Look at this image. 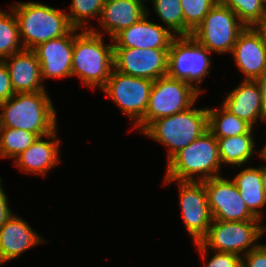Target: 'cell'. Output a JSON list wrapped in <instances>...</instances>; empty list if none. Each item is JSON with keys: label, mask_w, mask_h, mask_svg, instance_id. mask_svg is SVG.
I'll list each match as a JSON object with an SVG mask.
<instances>
[{"label": "cell", "mask_w": 266, "mask_h": 267, "mask_svg": "<svg viewBox=\"0 0 266 267\" xmlns=\"http://www.w3.org/2000/svg\"><path fill=\"white\" fill-rule=\"evenodd\" d=\"M242 256V267H266L265 244H259L256 248Z\"/></svg>", "instance_id": "1f68e13d"}, {"label": "cell", "mask_w": 266, "mask_h": 267, "mask_svg": "<svg viewBox=\"0 0 266 267\" xmlns=\"http://www.w3.org/2000/svg\"><path fill=\"white\" fill-rule=\"evenodd\" d=\"M20 43L18 23L13 9L10 12L0 10V60L23 50Z\"/></svg>", "instance_id": "484cf974"}, {"label": "cell", "mask_w": 266, "mask_h": 267, "mask_svg": "<svg viewBox=\"0 0 266 267\" xmlns=\"http://www.w3.org/2000/svg\"><path fill=\"white\" fill-rule=\"evenodd\" d=\"M146 0H105L99 20L113 39L123 29L135 24L147 14Z\"/></svg>", "instance_id": "44dd1931"}, {"label": "cell", "mask_w": 266, "mask_h": 267, "mask_svg": "<svg viewBox=\"0 0 266 267\" xmlns=\"http://www.w3.org/2000/svg\"><path fill=\"white\" fill-rule=\"evenodd\" d=\"M209 53L211 52L192 36L175 37L168 51L167 75L189 83L201 93L198 85L210 74L212 61Z\"/></svg>", "instance_id": "ba28073f"}, {"label": "cell", "mask_w": 266, "mask_h": 267, "mask_svg": "<svg viewBox=\"0 0 266 267\" xmlns=\"http://www.w3.org/2000/svg\"><path fill=\"white\" fill-rule=\"evenodd\" d=\"M56 134L57 130L55 129L46 136L38 137L24 152L15 158L14 165L29 174L46 175L60 161V140H58ZM43 137H48L49 140H43Z\"/></svg>", "instance_id": "d6986e66"}, {"label": "cell", "mask_w": 266, "mask_h": 267, "mask_svg": "<svg viewBox=\"0 0 266 267\" xmlns=\"http://www.w3.org/2000/svg\"><path fill=\"white\" fill-rule=\"evenodd\" d=\"M219 0H180L184 15V36H191L192 32L201 24Z\"/></svg>", "instance_id": "f1b7e54d"}, {"label": "cell", "mask_w": 266, "mask_h": 267, "mask_svg": "<svg viewBox=\"0 0 266 267\" xmlns=\"http://www.w3.org/2000/svg\"><path fill=\"white\" fill-rule=\"evenodd\" d=\"M168 51L114 48V69L126 75L155 81L168 73Z\"/></svg>", "instance_id": "4fadbf2b"}, {"label": "cell", "mask_w": 266, "mask_h": 267, "mask_svg": "<svg viewBox=\"0 0 266 267\" xmlns=\"http://www.w3.org/2000/svg\"><path fill=\"white\" fill-rule=\"evenodd\" d=\"M261 183L266 194V167L261 166Z\"/></svg>", "instance_id": "8d00e7d4"}, {"label": "cell", "mask_w": 266, "mask_h": 267, "mask_svg": "<svg viewBox=\"0 0 266 267\" xmlns=\"http://www.w3.org/2000/svg\"><path fill=\"white\" fill-rule=\"evenodd\" d=\"M202 182L205 184L212 219L221 221L258 219L249 211L233 180L220 175Z\"/></svg>", "instance_id": "8fae6325"}, {"label": "cell", "mask_w": 266, "mask_h": 267, "mask_svg": "<svg viewBox=\"0 0 266 267\" xmlns=\"http://www.w3.org/2000/svg\"><path fill=\"white\" fill-rule=\"evenodd\" d=\"M72 28L66 35L38 44L35 52L41 67V77L64 78L72 76L74 39L79 34Z\"/></svg>", "instance_id": "5bb4252c"}, {"label": "cell", "mask_w": 266, "mask_h": 267, "mask_svg": "<svg viewBox=\"0 0 266 267\" xmlns=\"http://www.w3.org/2000/svg\"><path fill=\"white\" fill-rule=\"evenodd\" d=\"M15 94L8 69L3 60H0V103L7 101Z\"/></svg>", "instance_id": "d6a6232c"}, {"label": "cell", "mask_w": 266, "mask_h": 267, "mask_svg": "<svg viewBox=\"0 0 266 267\" xmlns=\"http://www.w3.org/2000/svg\"><path fill=\"white\" fill-rule=\"evenodd\" d=\"M260 219L248 221H221L212 219L207 235L195 243L202 258H206L207 250L230 252L242 256L256 248V241L266 232Z\"/></svg>", "instance_id": "8992f818"}, {"label": "cell", "mask_w": 266, "mask_h": 267, "mask_svg": "<svg viewBox=\"0 0 266 267\" xmlns=\"http://www.w3.org/2000/svg\"><path fill=\"white\" fill-rule=\"evenodd\" d=\"M148 13L135 24L123 29L113 39L114 48L169 49L176 37L161 25L151 22Z\"/></svg>", "instance_id": "2e32d148"}, {"label": "cell", "mask_w": 266, "mask_h": 267, "mask_svg": "<svg viewBox=\"0 0 266 267\" xmlns=\"http://www.w3.org/2000/svg\"><path fill=\"white\" fill-rule=\"evenodd\" d=\"M201 95L194 86L168 75L153 82L143 120L136 126L142 132L151 122L194 106Z\"/></svg>", "instance_id": "52a82bcc"}, {"label": "cell", "mask_w": 266, "mask_h": 267, "mask_svg": "<svg viewBox=\"0 0 266 267\" xmlns=\"http://www.w3.org/2000/svg\"><path fill=\"white\" fill-rule=\"evenodd\" d=\"M208 130L216 138L231 137L248 133L253 127L245 120L229 112L223 105L221 108H207Z\"/></svg>", "instance_id": "cb8c5ba5"}, {"label": "cell", "mask_w": 266, "mask_h": 267, "mask_svg": "<svg viewBox=\"0 0 266 267\" xmlns=\"http://www.w3.org/2000/svg\"><path fill=\"white\" fill-rule=\"evenodd\" d=\"M260 89L262 97V108L264 113V122H266V70L255 80Z\"/></svg>", "instance_id": "e575fe53"}, {"label": "cell", "mask_w": 266, "mask_h": 267, "mask_svg": "<svg viewBox=\"0 0 266 267\" xmlns=\"http://www.w3.org/2000/svg\"><path fill=\"white\" fill-rule=\"evenodd\" d=\"M3 61L8 69L15 93L46 91L42 83L40 63L33 50L23 49Z\"/></svg>", "instance_id": "e0dca14e"}, {"label": "cell", "mask_w": 266, "mask_h": 267, "mask_svg": "<svg viewBox=\"0 0 266 267\" xmlns=\"http://www.w3.org/2000/svg\"><path fill=\"white\" fill-rule=\"evenodd\" d=\"M229 7L246 27H256L266 15V6L261 0H219Z\"/></svg>", "instance_id": "83f0119b"}, {"label": "cell", "mask_w": 266, "mask_h": 267, "mask_svg": "<svg viewBox=\"0 0 266 267\" xmlns=\"http://www.w3.org/2000/svg\"><path fill=\"white\" fill-rule=\"evenodd\" d=\"M104 3L105 0H71L70 13L67 14L70 25L80 29L86 27L88 18L96 16L100 19Z\"/></svg>", "instance_id": "f546056e"}, {"label": "cell", "mask_w": 266, "mask_h": 267, "mask_svg": "<svg viewBox=\"0 0 266 267\" xmlns=\"http://www.w3.org/2000/svg\"><path fill=\"white\" fill-rule=\"evenodd\" d=\"M208 130L207 108H192L151 122L141 133L168 148L167 162Z\"/></svg>", "instance_id": "5b68a950"}, {"label": "cell", "mask_w": 266, "mask_h": 267, "mask_svg": "<svg viewBox=\"0 0 266 267\" xmlns=\"http://www.w3.org/2000/svg\"><path fill=\"white\" fill-rule=\"evenodd\" d=\"M253 136L252 128L248 133L242 135L216 138L221 163L240 167L241 164L243 165L252 158L256 147Z\"/></svg>", "instance_id": "603a6c76"}, {"label": "cell", "mask_w": 266, "mask_h": 267, "mask_svg": "<svg viewBox=\"0 0 266 267\" xmlns=\"http://www.w3.org/2000/svg\"><path fill=\"white\" fill-rule=\"evenodd\" d=\"M39 136L33 132L0 128V157L16 158L24 152Z\"/></svg>", "instance_id": "d4e9b609"}, {"label": "cell", "mask_w": 266, "mask_h": 267, "mask_svg": "<svg viewBox=\"0 0 266 267\" xmlns=\"http://www.w3.org/2000/svg\"><path fill=\"white\" fill-rule=\"evenodd\" d=\"M178 186L182 221L192 236L193 243L200 242L207 235L212 222L205 184L198 181H178Z\"/></svg>", "instance_id": "7c38bea8"}, {"label": "cell", "mask_w": 266, "mask_h": 267, "mask_svg": "<svg viewBox=\"0 0 266 267\" xmlns=\"http://www.w3.org/2000/svg\"><path fill=\"white\" fill-rule=\"evenodd\" d=\"M259 156H261L262 160H266V144L264 145V147L260 151Z\"/></svg>", "instance_id": "74e56055"}, {"label": "cell", "mask_w": 266, "mask_h": 267, "mask_svg": "<svg viewBox=\"0 0 266 267\" xmlns=\"http://www.w3.org/2000/svg\"><path fill=\"white\" fill-rule=\"evenodd\" d=\"M213 255L209 261H207L205 267H242V256L230 252H218L213 251Z\"/></svg>", "instance_id": "4dcf8cb0"}, {"label": "cell", "mask_w": 266, "mask_h": 267, "mask_svg": "<svg viewBox=\"0 0 266 267\" xmlns=\"http://www.w3.org/2000/svg\"><path fill=\"white\" fill-rule=\"evenodd\" d=\"M46 91L15 93L0 103V128H15L46 136L57 129V115Z\"/></svg>", "instance_id": "6da1fadb"}, {"label": "cell", "mask_w": 266, "mask_h": 267, "mask_svg": "<svg viewBox=\"0 0 266 267\" xmlns=\"http://www.w3.org/2000/svg\"><path fill=\"white\" fill-rule=\"evenodd\" d=\"M2 178H0V228L8 221V219L13 215L11 209L8 205V199L5 191L2 187Z\"/></svg>", "instance_id": "836d02e7"}, {"label": "cell", "mask_w": 266, "mask_h": 267, "mask_svg": "<svg viewBox=\"0 0 266 267\" xmlns=\"http://www.w3.org/2000/svg\"><path fill=\"white\" fill-rule=\"evenodd\" d=\"M222 105L232 114L245 120L252 127L257 120L264 121L262 97L255 80H242L232 92L227 94Z\"/></svg>", "instance_id": "ffe728a7"}, {"label": "cell", "mask_w": 266, "mask_h": 267, "mask_svg": "<svg viewBox=\"0 0 266 267\" xmlns=\"http://www.w3.org/2000/svg\"><path fill=\"white\" fill-rule=\"evenodd\" d=\"M18 23L24 49L66 35L73 27L67 14L59 9L36 2H16L11 5Z\"/></svg>", "instance_id": "277c9868"}, {"label": "cell", "mask_w": 266, "mask_h": 267, "mask_svg": "<svg viewBox=\"0 0 266 267\" xmlns=\"http://www.w3.org/2000/svg\"><path fill=\"white\" fill-rule=\"evenodd\" d=\"M221 167L218 141L207 130L167 162L165 184L173 181L202 182L220 176Z\"/></svg>", "instance_id": "3957f363"}, {"label": "cell", "mask_w": 266, "mask_h": 267, "mask_svg": "<svg viewBox=\"0 0 266 267\" xmlns=\"http://www.w3.org/2000/svg\"><path fill=\"white\" fill-rule=\"evenodd\" d=\"M97 28L84 29L75 37L72 55V76L91 88H103L114 68V47L104 44Z\"/></svg>", "instance_id": "7a4b0ae2"}, {"label": "cell", "mask_w": 266, "mask_h": 267, "mask_svg": "<svg viewBox=\"0 0 266 267\" xmlns=\"http://www.w3.org/2000/svg\"><path fill=\"white\" fill-rule=\"evenodd\" d=\"M153 82L123 74L113 68L101 90L133 121L136 128L145 116Z\"/></svg>", "instance_id": "30bf717a"}, {"label": "cell", "mask_w": 266, "mask_h": 267, "mask_svg": "<svg viewBox=\"0 0 266 267\" xmlns=\"http://www.w3.org/2000/svg\"><path fill=\"white\" fill-rule=\"evenodd\" d=\"M246 28L238 16L219 1L191 36L210 52L231 53L238 35Z\"/></svg>", "instance_id": "9c48e42d"}, {"label": "cell", "mask_w": 266, "mask_h": 267, "mask_svg": "<svg viewBox=\"0 0 266 267\" xmlns=\"http://www.w3.org/2000/svg\"><path fill=\"white\" fill-rule=\"evenodd\" d=\"M233 178L241 197L249 211L258 219H262L261 210L266 205V194L261 183V167L243 168Z\"/></svg>", "instance_id": "7402d4cb"}, {"label": "cell", "mask_w": 266, "mask_h": 267, "mask_svg": "<svg viewBox=\"0 0 266 267\" xmlns=\"http://www.w3.org/2000/svg\"><path fill=\"white\" fill-rule=\"evenodd\" d=\"M261 1L266 6V0H261Z\"/></svg>", "instance_id": "f35d334b"}, {"label": "cell", "mask_w": 266, "mask_h": 267, "mask_svg": "<svg viewBox=\"0 0 266 267\" xmlns=\"http://www.w3.org/2000/svg\"><path fill=\"white\" fill-rule=\"evenodd\" d=\"M256 29L262 34L264 43L266 45V15L262 21L256 26Z\"/></svg>", "instance_id": "d590c367"}, {"label": "cell", "mask_w": 266, "mask_h": 267, "mask_svg": "<svg viewBox=\"0 0 266 267\" xmlns=\"http://www.w3.org/2000/svg\"><path fill=\"white\" fill-rule=\"evenodd\" d=\"M41 236L22 218L12 215L0 228V265L43 243Z\"/></svg>", "instance_id": "ac0fdd59"}, {"label": "cell", "mask_w": 266, "mask_h": 267, "mask_svg": "<svg viewBox=\"0 0 266 267\" xmlns=\"http://www.w3.org/2000/svg\"><path fill=\"white\" fill-rule=\"evenodd\" d=\"M151 1V0H146ZM155 14L176 37L184 36V15L180 0H152Z\"/></svg>", "instance_id": "4316f807"}, {"label": "cell", "mask_w": 266, "mask_h": 267, "mask_svg": "<svg viewBox=\"0 0 266 267\" xmlns=\"http://www.w3.org/2000/svg\"><path fill=\"white\" fill-rule=\"evenodd\" d=\"M244 80H256L266 70V45L256 27H246L231 52Z\"/></svg>", "instance_id": "9a60e30c"}]
</instances>
